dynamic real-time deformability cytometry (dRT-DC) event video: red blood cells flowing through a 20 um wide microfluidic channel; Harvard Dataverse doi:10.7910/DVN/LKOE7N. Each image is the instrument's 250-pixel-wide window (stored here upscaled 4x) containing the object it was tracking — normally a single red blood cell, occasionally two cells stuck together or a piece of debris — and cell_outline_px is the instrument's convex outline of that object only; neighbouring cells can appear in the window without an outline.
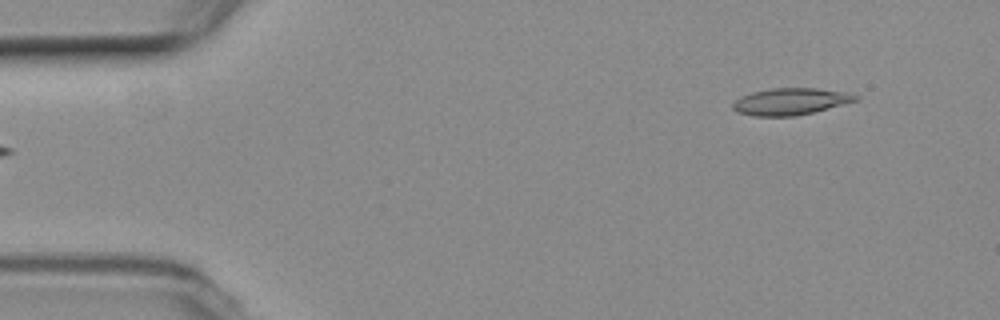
{"species": "common noctule bat (a hibernating species)", "species_latin": "Nyctalus noctula", "temperature_condition": "room temperature", "stored_images_in_passage": 4, "segment_of_instrument_passage": [2, 2], "camera_frame_rate_fps": 3000, "um_per_image_px": 0.085, "animal": {"sex": "female", "body_mass_g": 19.3, "forearm_length_mm": 54.1}, "frame": {"image": 1, "passage_image": 4, "time_ms": 3.667, "image_size_px": [1000, 320], "cell_outline_px": [[860, 100], [796, 116], [752, 116], [736, 112], [732, 108], [732, 104], [740, 96], [752, 92], [772, 88], [816, 88], [848, 92], [860, 96]], "centroid_in_image_um": [67.2, 8.62], "position_along_channel_um": 17.8, "area_um2": 19.31}}